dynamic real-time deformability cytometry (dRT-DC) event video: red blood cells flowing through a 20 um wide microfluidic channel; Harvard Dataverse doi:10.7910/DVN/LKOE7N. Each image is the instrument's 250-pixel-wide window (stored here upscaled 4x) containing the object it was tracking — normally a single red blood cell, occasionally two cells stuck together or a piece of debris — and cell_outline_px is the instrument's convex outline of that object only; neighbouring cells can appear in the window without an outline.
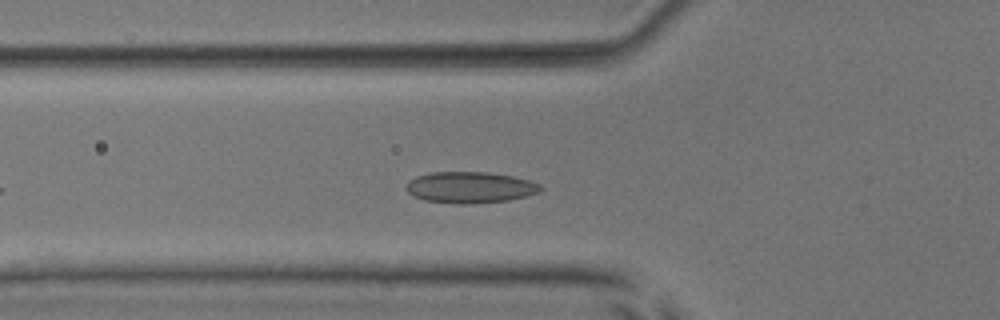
{"species": "common noctule bat (a hibernating species)", "species_latin": "Nyctalus noctula", "temperature_condition": "room temperature", "stored_images_in_passage": 39, "camera_frame_rate_fps": 3000, "um_per_image_px": 0.085, "animal": {"sex": "male", "body_mass_g": 17.9, "forearm_length_mm": 54.2}, "frame": {"image": 1, "passage_image": 8, "time_ms": 2.333, "image_size_px": [1000, 320], "cell_outline_px": [[544, 188], [540, 192], [508, 200], [472, 204], [456, 204], [424, 200], [412, 196], [404, 188], [408, 180], [416, 176], [432, 172], [488, 172], [512, 176], [528, 180], [540, 184]], "centroid_in_image_um": [39.92, 15.93], "position_along_channel_um": 85.9, "area_um2": 24.68}}
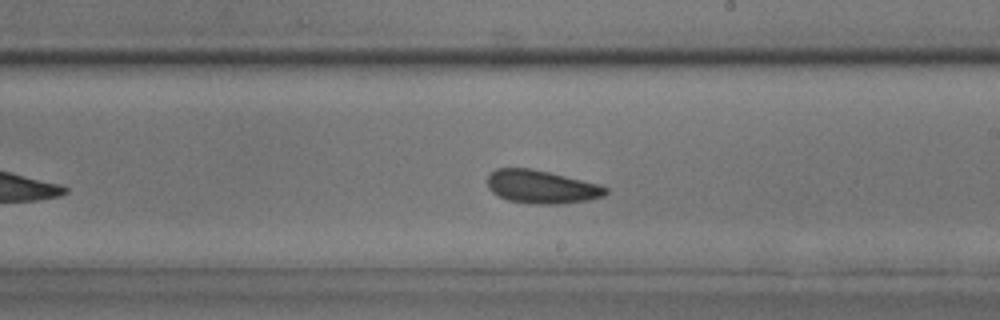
{"frame": {"image": 2, "passage_image": 20, "time_ms": 6.333, "image_size_px": [1000, 320], "cell_outline_px": [[608, 192], [604, 196], [588, 200], [560, 204], [528, 204], [508, 200], [492, 192], [488, 188], [488, 176], [496, 168], [532, 168], [596, 184], [608, 188]], "centroid_in_image_um": [46.0, 15.89], "position_along_channel_um": 243.0, "area_um2": 22.72}}
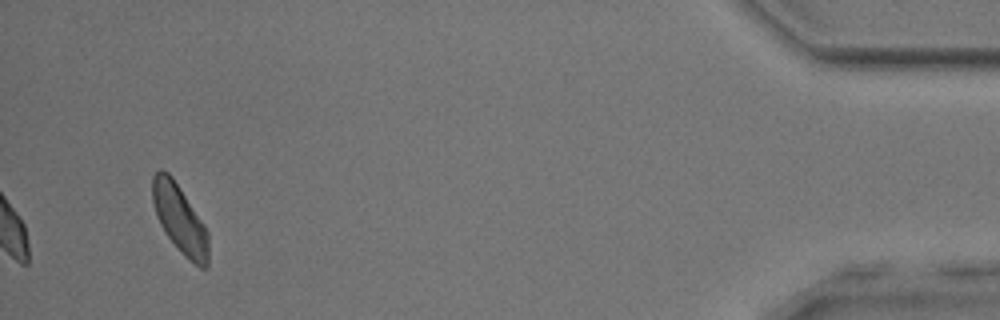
{"frame": {"image": 3, "passage_image": 39, "time_ms": 12.667, "image_size_px": [1000, 320], "cell_outline_px": [[208, 264], [204, 268], [200, 268], [184, 256], [164, 232], [156, 216], [152, 200], [152, 176], [160, 168], [168, 172], [172, 176], [204, 224], [208, 232]], "centroid_in_image_um": [15.26, 18.61], "position_along_channel_um": 419.9, "area_um2": 22.31}, "authors_computed_cell_mechanics": {"area_um2": 22.8888, "velocity_mm_per_s": 3.9432, "shape_relaxation_time_tau1_ms": 3.8658, "shape_relaxation_time_tau2_ms": 4.2674, "deformation_change_tau1": 0.0748, "deformation_change_tau2": 0.0998}}